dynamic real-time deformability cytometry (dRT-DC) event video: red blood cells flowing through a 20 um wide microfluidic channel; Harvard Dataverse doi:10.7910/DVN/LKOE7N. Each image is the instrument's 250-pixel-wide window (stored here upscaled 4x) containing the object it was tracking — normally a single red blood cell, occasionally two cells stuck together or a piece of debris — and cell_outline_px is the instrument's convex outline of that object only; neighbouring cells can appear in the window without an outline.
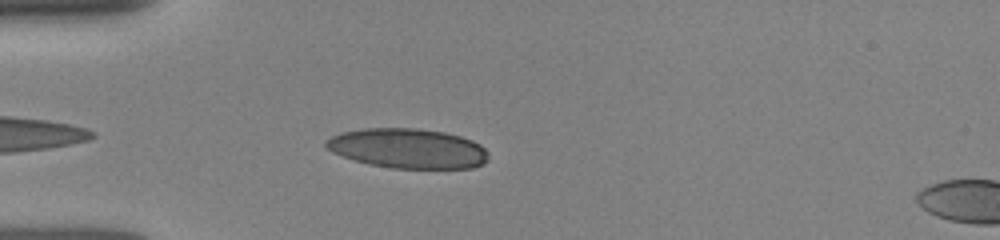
{"species": "human", "species_latin": "Homo sapiens", "temperature_condition": "room temperature", "stored_images_in_passage": 26, "camera_frame_rate_fps": 3000, "um_per_image_px": 0.085, "donor": {"sex": "female"}, "frame": {"image": 1, "passage_image": 3, "time_ms": 0.667, "image_size_px": [1000, 240], "cell_outline_px": [[488, 160], [484, 164], [472, 168], [392, 168], [368, 164], [332, 152], [324, 144], [324, 140], [340, 132], [364, 128], [416, 128], [444, 132], [460, 136], [472, 140], [480, 144], [488, 152]], "centroid_in_image_um": [34.68, 12.61], "position_along_channel_um": 50.3, "area_um2": 37.74}}
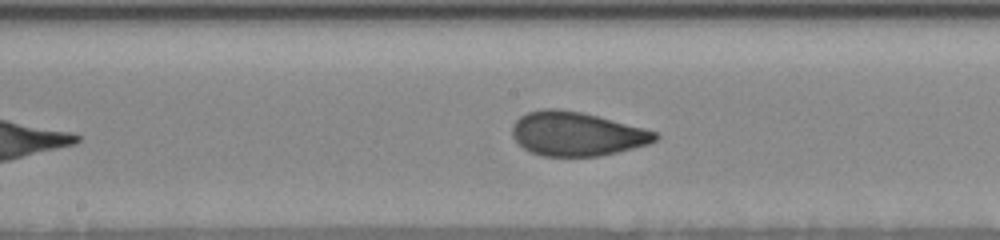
{"frame": {"image": 2, "passage_image": 12, "time_ms": 4.667, "image_size_px": [1000, 240], "cell_outline_px": [[660, 136], [656, 140], [648, 144], [600, 156], [544, 156], [532, 152], [524, 148], [512, 136], [512, 124], [520, 116], [528, 112], [544, 108], [556, 108], [580, 112], [644, 128], [656, 132]], "centroid_in_image_um": [49.0, 11.37], "position_along_channel_um": 199.2, "area_um2": 36.36}}
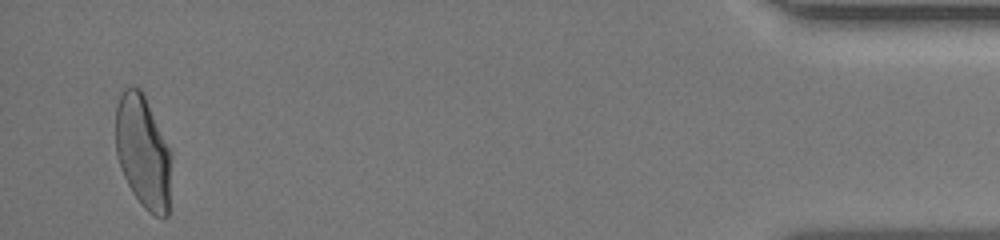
{"frame": {"image": 3, "passage_image": 26, "time_ms": 12.0, "image_size_px": [1000, 240], "cell_outline_px": [[168, 216], [164, 220], [148, 212], [140, 204], [132, 192], [124, 176], [116, 152], [116, 104], [124, 88], [140, 88], [144, 92], [168, 148]], "centroid_in_image_um": [12.11, 12.9], "position_along_channel_um": 423.1, "area_um2": 35.72}}